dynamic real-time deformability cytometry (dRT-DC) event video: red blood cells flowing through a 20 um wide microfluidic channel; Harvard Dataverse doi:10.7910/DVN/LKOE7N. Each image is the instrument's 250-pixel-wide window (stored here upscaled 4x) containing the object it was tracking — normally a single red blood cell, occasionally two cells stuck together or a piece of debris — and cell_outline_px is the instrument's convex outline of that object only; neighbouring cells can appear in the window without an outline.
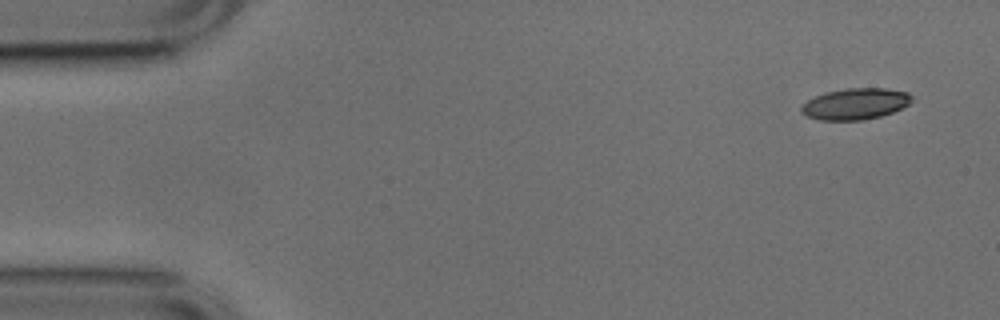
{"species": "common noctule bat (a hibernating species)", "species_latin": "Nyctalus noctula", "temperature_condition": "cold", "stored_images_in_passage": 3, "camera_frame_rate_fps": 3000, "um_per_image_px": 0.085, "animal": {"sex": "male", "body_mass_g": 17.9, "forearm_length_mm": 54.2}, "frame": {"image": 1, "passage_image": 1, "time_ms": 0.0, "image_size_px": [1000, 320], "cell_outline_px": [[912, 100], [908, 104], [892, 112], [880, 116], [864, 120], [820, 120], [808, 116], [800, 112], [800, 108], [808, 100], [824, 92], [848, 88], [884, 88], [908, 92], [912, 96]], "centroid_in_image_um": [72.7, 8.82], "position_along_channel_um": 12.3, "area_um2": 20.0}}